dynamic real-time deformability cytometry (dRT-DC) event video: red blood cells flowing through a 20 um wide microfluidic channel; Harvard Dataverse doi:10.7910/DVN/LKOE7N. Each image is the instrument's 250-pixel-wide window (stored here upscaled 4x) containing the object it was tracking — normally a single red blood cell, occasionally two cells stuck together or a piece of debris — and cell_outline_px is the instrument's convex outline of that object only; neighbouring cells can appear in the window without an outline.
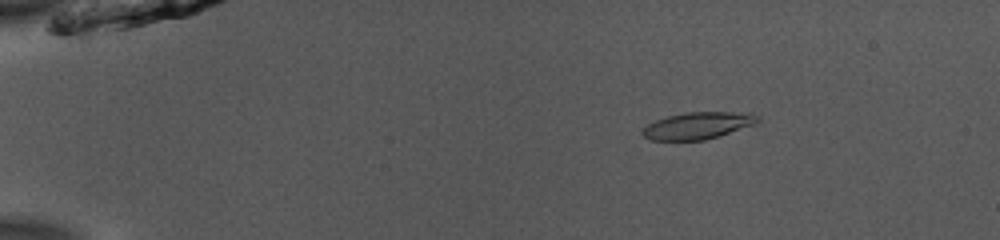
{"species": "common noctule bat (a hibernating species)", "species_latin": "Nyctalus noctula", "temperature_condition": "room temperature", "stored_images_in_passage": 36, "camera_frame_rate_fps": 3000, "um_per_image_px": 0.085, "animal": {"sex": "male", "body_mass_g": 13.0, "forearm_length_mm": 53.1}, "frame": {"image": 1, "passage_image": 9, "time_ms": 2.667, "image_size_px": [1000, 240], "cell_outline_px": [[760, 120], [756, 124], [720, 136], [704, 140], [652, 140], [644, 136], [640, 132], [648, 124], [656, 120], [668, 116], [684, 112], [752, 112], [760, 116]], "centroid_in_image_um": [59.38, 10.66], "position_along_channel_um": 25.6, "area_um2": 18.26}}
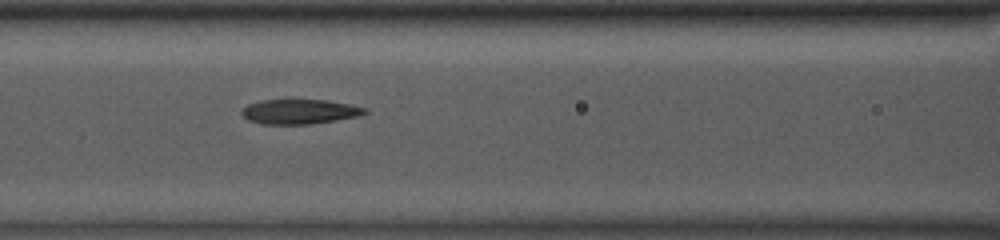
{"frame": {"image": 2, "passage_image": 24, "time_ms": 7.667, "image_size_px": [1000, 240], "cell_outline_px": [[368, 112], [356, 116], [336, 120], [308, 124], [260, 124], [248, 120], [240, 112], [248, 104], [260, 100], [292, 96], [328, 100], [368, 108]], "centroid_in_image_um": [25.42, 9.43], "position_along_channel_um": 141.2, "area_um2": 18.61}}
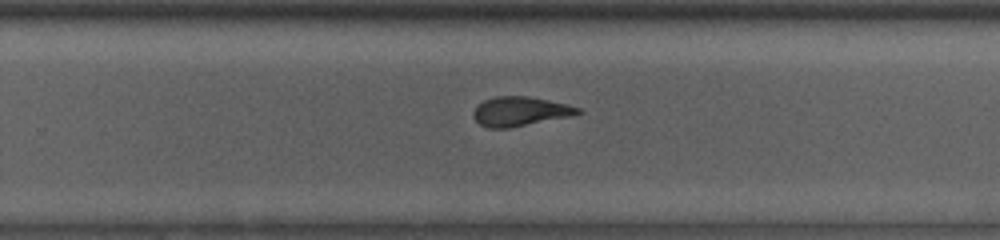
{"frame": {"image": 3, "passage_image": 35, "time_ms": 11.333, "image_size_px": [1000, 240], "cell_outline_px": [[584, 112], [568, 116], [508, 128], [488, 128], [480, 124], [472, 116], [472, 112], [484, 100], [496, 96], [528, 96], [568, 104], [580, 108]], "centroid_in_image_um": [44.19, 9.46], "position_along_channel_um": 285.6, "area_um2": 17.63}}